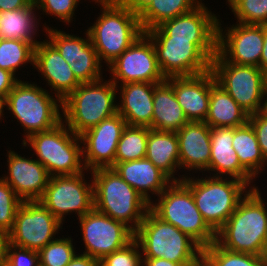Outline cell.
<instances>
[{"label":"cell","instance_id":"1","mask_svg":"<svg viewBox=\"0 0 267 266\" xmlns=\"http://www.w3.org/2000/svg\"><path fill=\"white\" fill-rule=\"evenodd\" d=\"M260 196L258 189L254 187L240 200L236 210L216 232V242L221 247L233 252L265 255L267 210Z\"/></svg>","mask_w":267,"mask_h":266},{"label":"cell","instance_id":"2","mask_svg":"<svg viewBox=\"0 0 267 266\" xmlns=\"http://www.w3.org/2000/svg\"><path fill=\"white\" fill-rule=\"evenodd\" d=\"M92 174L94 209L124 223L135 232L150 204L113 168H97ZM132 220L133 227L128 225Z\"/></svg>","mask_w":267,"mask_h":266},{"label":"cell","instance_id":"3","mask_svg":"<svg viewBox=\"0 0 267 266\" xmlns=\"http://www.w3.org/2000/svg\"><path fill=\"white\" fill-rule=\"evenodd\" d=\"M134 239L145 258H163L180 266H193L203 254V248L195 240L158 218L150 209L134 232Z\"/></svg>","mask_w":267,"mask_h":266},{"label":"cell","instance_id":"4","mask_svg":"<svg viewBox=\"0 0 267 266\" xmlns=\"http://www.w3.org/2000/svg\"><path fill=\"white\" fill-rule=\"evenodd\" d=\"M153 42L156 58L165 78L194 76L211 70L217 43H192L173 39L158 27L144 32Z\"/></svg>","mask_w":267,"mask_h":266},{"label":"cell","instance_id":"5","mask_svg":"<svg viewBox=\"0 0 267 266\" xmlns=\"http://www.w3.org/2000/svg\"><path fill=\"white\" fill-rule=\"evenodd\" d=\"M170 184L160 194L159 202L151 203L149 209L161 220L189 235L202 248L210 246L217 235L196 207L191 189L181 179H174Z\"/></svg>","mask_w":267,"mask_h":266},{"label":"cell","instance_id":"6","mask_svg":"<svg viewBox=\"0 0 267 266\" xmlns=\"http://www.w3.org/2000/svg\"><path fill=\"white\" fill-rule=\"evenodd\" d=\"M103 14L87 32L99 61L112 63L128 49L144 31L139 17L122 3L102 4Z\"/></svg>","mask_w":267,"mask_h":266},{"label":"cell","instance_id":"7","mask_svg":"<svg viewBox=\"0 0 267 266\" xmlns=\"http://www.w3.org/2000/svg\"><path fill=\"white\" fill-rule=\"evenodd\" d=\"M116 86L111 80L102 84L100 80L81 83L61 104L67 127L80 136L116 114Z\"/></svg>","mask_w":267,"mask_h":266},{"label":"cell","instance_id":"8","mask_svg":"<svg viewBox=\"0 0 267 266\" xmlns=\"http://www.w3.org/2000/svg\"><path fill=\"white\" fill-rule=\"evenodd\" d=\"M63 124L61 121L54 128L32 134L26 138L27 141L23 140L24 146L27 142L30 143L39 157L38 161L47 169L51 177L54 174L55 176L76 175L83 173L82 170L85 169L80 161L83 149L77 144L78 140L82 143L81 138L69 128L67 130Z\"/></svg>","mask_w":267,"mask_h":266},{"label":"cell","instance_id":"9","mask_svg":"<svg viewBox=\"0 0 267 266\" xmlns=\"http://www.w3.org/2000/svg\"><path fill=\"white\" fill-rule=\"evenodd\" d=\"M218 175L209 179L182 181L191 189L196 207L207 224L217 232L236 210L247 184L239 179L223 180Z\"/></svg>","mask_w":267,"mask_h":266},{"label":"cell","instance_id":"10","mask_svg":"<svg viewBox=\"0 0 267 266\" xmlns=\"http://www.w3.org/2000/svg\"><path fill=\"white\" fill-rule=\"evenodd\" d=\"M34 85L18 81L5 98V105L28 130L26 138L50 130L62 121L57 100Z\"/></svg>","mask_w":267,"mask_h":266},{"label":"cell","instance_id":"11","mask_svg":"<svg viewBox=\"0 0 267 266\" xmlns=\"http://www.w3.org/2000/svg\"><path fill=\"white\" fill-rule=\"evenodd\" d=\"M211 70L216 82L249 116L259 113L266 89L265 73L259 67L229 63L217 52Z\"/></svg>","mask_w":267,"mask_h":266},{"label":"cell","instance_id":"12","mask_svg":"<svg viewBox=\"0 0 267 266\" xmlns=\"http://www.w3.org/2000/svg\"><path fill=\"white\" fill-rule=\"evenodd\" d=\"M62 223L39 201H23L17 209L13 228L6 236L12 245L40 251L53 241Z\"/></svg>","mask_w":267,"mask_h":266},{"label":"cell","instance_id":"13","mask_svg":"<svg viewBox=\"0 0 267 266\" xmlns=\"http://www.w3.org/2000/svg\"><path fill=\"white\" fill-rule=\"evenodd\" d=\"M84 174L50 177L39 201L62 223L63 215L76 211L79 218L94 208L93 183L83 182Z\"/></svg>","mask_w":267,"mask_h":266},{"label":"cell","instance_id":"14","mask_svg":"<svg viewBox=\"0 0 267 266\" xmlns=\"http://www.w3.org/2000/svg\"><path fill=\"white\" fill-rule=\"evenodd\" d=\"M87 254L99 261L125 247L134 239V232L124 223L92 209L79 218Z\"/></svg>","mask_w":267,"mask_h":266},{"label":"cell","instance_id":"15","mask_svg":"<svg viewBox=\"0 0 267 266\" xmlns=\"http://www.w3.org/2000/svg\"><path fill=\"white\" fill-rule=\"evenodd\" d=\"M109 65L115 78L112 80L115 85L116 79H120L122 84L133 82L160 84L166 81L158 64L153 42L145 33Z\"/></svg>","mask_w":267,"mask_h":266},{"label":"cell","instance_id":"16","mask_svg":"<svg viewBox=\"0 0 267 266\" xmlns=\"http://www.w3.org/2000/svg\"><path fill=\"white\" fill-rule=\"evenodd\" d=\"M126 125L125 119L117 112L80 135L81 141L87 144L82 151V157L86 154L85 169L92 171L115 164L117 145Z\"/></svg>","mask_w":267,"mask_h":266},{"label":"cell","instance_id":"17","mask_svg":"<svg viewBox=\"0 0 267 266\" xmlns=\"http://www.w3.org/2000/svg\"><path fill=\"white\" fill-rule=\"evenodd\" d=\"M48 29L49 41L59 54L70 64L71 70L80 83L101 80L99 61L88 32L87 40L73 35H67L58 30Z\"/></svg>","mask_w":267,"mask_h":266},{"label":"cell","instance_id":"18","mask_svg":"<svg viewBox=\"0 0 267 266\" xmlns=\"http://www.w3.org/2000/svg\"><path fill=\"white\" fill-rule=\"evenodd\" d=\"M220 28L218 21L217 52L229 63L259 67L264 41L263 24L238 23L230 28L225 36Z\"/></svg>","mask_w":267,"mask_h":266},{"label":"cell","instance_id":"19","mask_svg":"<svg viewBox=\"0 0 267 266\" xmlns=\"http://www.w3.org/2000/svg\"><path fill=\"white\" fill-rule=\"evenodd\" d=\"M166 81L188 121L205 122L210 99V87L216 82L212 70L194 76L170 77Z\"/></svg>","mask_w":267,"mask_h":266},{"label":"cell","instance_id":"20","mask_svg":"<svg viewBox=\"0 0 267 266\" xmlns=\"http://www.w3.org/2000/svg\"><path fill=\"white\" fill-rule=\"evenodd\" d=\"M218 20L199 3L193 10L164 21L157 27L173 39L190 40L192 43H217Z\"/></svg>","mask_w":267,"mask_h":266},{"label":"cell","instance_id":"21","mask_svg":"<svg viewBox=\"0 0 267 266\" xmlns=\"http://www.w3.org/2000/svg\"><path fill=\"white\" fill-rule=\"evenodd\" d=\"M8 153L9 178L3 180L23 201L39 200L51 177L47 169L38 159H26L14 151Z\"/></svg>","mask_w":267,"mask_h":266},{"label":"cell","instance_id":"22","mask_svg":"<svg viewBox=\"0 0 267 266\" xmlns=\"http://www.w3.org/2000/svg\"><path fill=\"white\" fill-rule=\"evenodd\" d=\"M33 64L57 91L60 104L81 84L74 76L70 64L50 42H39L34 50Z\"/></svg>","mask_w":267,"mask_h":266},{"label":"cell","instance_id":"23","mask_svg":"<svg viewBox=\"0 0 267 266\" xmlns=\"http://www.w3.org/2000/svg\"><path fill=\"white\" fill-rule=\"evenodd\" d=\"M179 164L190 169L209 170L210 127L205 122L190 121L176 132Z\"/></svg>","mask_w":267,"mask_h":266},{"label":"cell","instance_id":"24","mask_svg":"<svg viewBox=\"0 0 267 266\" xmlns=\"http://www.w3.org/2000/svg\"><path fill=\"white\" fill-rule=\"evenodd\" d=\"M113 168L118 175L133 187L149 204L148 190L153 191L158 196L169 185L170 178L158 169L146 157L134 161L115 163ZM167 186V187H166Z\"/></svg>","mask_w":267,"mask_h":266},{"label":"cell","instance_id":"25","mask_svg":"<svg viewBox=\"0 0 267 266\" xmlns=\"http://www.w3.org/2000/svg\"><path fill=\"white\" fill-rule=\"evenodd\" d=\"M122 85V103L117 106V112L127 125L151 129L154 88L157 83L133 82Z\"/></svg>","mask_w":267,"mask_h":266},{"label":"cell","instance_id":"26","mask_svg":"<svg viewBox=\"0 0 267 266\" xmlns=\"http://www.w3.org/2000/svg\"><path fill=\"white\" fill-rule=\"evenodd\" d=\"M211 154L209 170L229 174L232 178L250 184L253 176L240 164L238 155L232 147L233 128H210Z\"/></svg>","mask_w":267,"mask_h":266},{"label":"cell","instance_id":"27","mask_svg":"<svg viewBox=\"0 0 267 266\" xmlns=\"http://www.w3.org/2000/svg\"><path fill=\"white\" fill-rule=\"evenodd\" d=\"M173 87L164 81L154 88L151 129L177 132L188 123Z\"/></svg>","mask_w":267,"mask_h":266},{"label":"cell","instance_id":"28","mask_svg":"<svg viewBox=\"0 0 267 266\" xmlns=\"http://www.w3.org/2000/svg\"><path fill=\"white\" fill-rule=\"evenodd\" d=\"M249 115L215 82L210 87L208 114L205 123L210 127L236 128L248 121Z\"/></svg>","mask_w":267,"mask_h":266},{"label":"cell","instance_id":"29","mask_svg":"<svg viewBox=\"0 0 267 266\" xmlns=\"http://www.w3.org/2000/svg\"><path fill=\"white\" fill-rule=\"evenodd\" d=\"M146 158L169 178L174 176L175 168L180 167L176 132L150 129Z\"/></svg>","mask_w":267,"mask_h":266},{"label":"cell","instance_id":"30","mask_svg":"<svg viewBox=\"0 0 267 266\" xmlns=\"http://www.w3.org/2000/svg\"><path fill=\"white\" fill-rule=\"evenodd\" d=\"M232 147L238 155L240 164L254 177L265 162L253 127L249 121L233 128Z\"/></svg>","mask_w":267,"mask_h":266},{"label":"cell","instance_id":"31","mask_svg":"<svg viewBox=\"0 0 267 266\" xmlns=\"http://www.w3.org/2000/svg\"><path fill=\"white\" fill-rule=\"evenodd\" d=\"M35 8L33 0L27 7L0 12V38L27 41L36 46L39 42L32 39Z\"/></svg>","mask_w":267,"mask_h":266},{"label":"cell","instance_id":"32","mask_svg":"<svg viewBox=\"0 0 267 266\" xmlns=\"http://www.w3.org/2000/svg\"><path fill=\"white\" fill-rule=\"evenodd\" d=\"M199 3L196 0H152L149 7L139 16L141 27L146 32L164 21L193 10Z\"/></svg>","mask_w":267,"mask_h":266},{"label":"cell","instance_id":"33","mask_svg":"<svg viewBox=\"0 0 267 266\" xmlns=\"http://www.w3.org/2000/svg\"><path fill=\"white\" fill-rule=\"evenodd\" d=\"M149 131V127L126 125L117 145L115 163L145 158Z\"/></svg>","mask_w":267,"mask_h":266},{"label":"cell","instance_id":"34","mask_svg":"<svg viewBox=\"0 0 267 266\" xmlns=\"http://www.w3.org/2000/svg\"><path fill=\"white\" fill-rule=\"evenodd\" d=\"M202 252L212 266H266L264 256L229 251L216 241L204 247Z\"/></svg>","mask_w":267,"mask_h":266},{"label":"cell","instance_id":"35","mask_svg":"<svg viewBox=\"0 0 267 266\" xmlns=\"http://www.w3.org/2000/svg\"><path fill=\"white\" fill-rule=\"evenodd\" d=\"M34 50L27 41L0 38V68L14 74L21 64L34 62Z\"/></svg>","mask_w":267,"mask_h":266},{"label":"cell","instance_id":"36","mask_svg":"<svg viewBox=\"0 0 267 266\" xmlns=\"http://www.w3.org/2000/svg\"><path fill=\"white\" fill-rule=\"evenodd\" d=\"M229 5L241 24H267V0H230Z\"/></svg>","mask_w":267,"mask_h":266},{"label":"cell","instance_id":"37","mask_svg":"<svg viewBox=\"0 0 267 266\" xmlns=\"http://www.w3.org/2000/svg\"><path fill=\"white\" fill-rule=\"evenodd\" d=\"M71 238L55 239L39 251L41 266H66L75 256Z\"/></svg>","mask_w":267,"mask_h":266},{"label":"cell","instance_id":"38","mask_svg":"<svg viewBox=\"0 0 267 266\" xmlns=\"http://www.w3.org/2000/svg\"><path fill=\"white\" fill-rule=\"evenodd\" d=\"M23 200L7 182L0 179V232L7 236L13 228L17 209Z\"/></svg>","mask_w":267,"mask_h":266},{"label":"cell","instance_id":"39","mask_svg":"<svg viewBox=\"0 0 267 266\" xmlns=\"http://www.w3.org/2000/svg\"><path fill=\"white\" fill-rule=\"evenodd\" d=\"M138 248L139 244L133 239L125 247L104 256L99 261V266H140L143 259Z\"/></svg>","mask_w":267,"mask_h":266},{"label":"cell","instance_id":"40","mask_svg":"<svg viewBox=\"0 0 267 266\" xmlns=\"http://www.w3.org/2000/svg\"><path fill=\"white\" fill-rule=\"evenodd\" d=\"M39 264L38 251L21 248L5 240L2 266H38Z\"/></svg>","mask_w":267,"mask_h":266},{"label":"cell","instance_id":"41","mask_svg":"<svg viewBox=\"0 0 267 266\" xmlns=\"http://www.w3.org/2000/svg\"><path fill=\"white\" fill-rule=\"evenodd\" d=\"M79 0H34L36 7L46 13L58 16L64 22H70Z\"/></svg>","mask_w":267,"mask_h":266},{"label":"cell","instance_id":"42","mask_svg":"<svg viewBox=\"0 0 267 266\" xmlns=\"http://www.w3.org/2000/svg\"><path fill=\"white\" fill-rule=\"evenodd\" d=\"M248 121L253 127L262 156L267 162V119L256 113L250 115Z\"/></svg>","mask_w":267,"mask_h":266},{"label":"cell","instance_id":"43","mask_svg":"<svg viewBox=\"0 0 267 266\" xmlns=\"http://www.w3.org/2000/svg\"><path fill=\"white\" fill-rule=\"evenodd\" d=\"M17 82L13 73L0 68V96L6 98Z\"/></svg>","mask_w":267,"mask_h":266},{"label":"cell","instance_id":"44","mask_svg":"<svg viewBox=\"0 0 267 266\" xmlns=\"http://www.w3.org/2000/svg\"><path fill=\"white\" fill-rule=\"evenodd\" d=\"M152 0H121V3L138 17L149 7Z\"/></svg>","mask_w":267,"mask_h":266},{"label":"cell","instance_id":"45","mask_svg":"<svg viewBox=\"0 0 267 266\" xmlns=\"http://www.w3.org/2000/svg\"><path fill=\"white\" fill-rule=\"evenodd\" d=\"M66 266H99V260L87 254L75 255Z\"/></svg>","mask_w":267,"mask_h":266},{"label":"cell","instance_id":"46","mask_svg":"<svg viewBox=\"0 0 267 266\" xmlns=\"http://www.w3.org/2000/svg\"><path fill=\"white\" fill-rule=\"evenodd\" d=\"M33 0H0V12L27 7Z\"/></svg>","mask_w":267,"mask_h":266},{"label":"cell","instance_id":"47","mask_svg":"<svg viewBox=\"0 0 267 266\" xmlns=\"http://www.w3.org/2000/svg\"><path fill=\"white\" fill-rule=\"evenodd\" d=\"M263 49L260 57L259 68L266 73L267 72V24H263Z\"/></svg>","mask_w":267,"mask_h":266},{"label":"cell","instance_id":"48","mask_svg":"<svg viewBox=\"0 0 267 266\" xmlns=\"http://www.w3.org/2000/svg\"><path fill=\"white\" fill-rule=\"evenodd\" d=\"M142 262L145 266H180L178 263L163 258H145Z\"/></svg>","mask_w":267,"mask_h":266},{"label":"cell","instance_id":"49","mask_svg":"<svg viewBox=\"0 0 267 266\" xmlns=\"http://www.w3.org/2000/svg\"><path fill=\"white\" fill-rule=\"evenodd\" d=\"M264 95L267 96V87L265 89ZM259 114L267 119V99L265 103H262V106H260Z\"/></svg>","mask_w":267,"mask_h":266},{"label":"cell","instance_id":"50","mask_svg":"<svg viewBox=\"0 0 267 266\" xmlns=\"http://www.w3.org/2000/svg\"><path fill=\"white\" fill-rule=\"evenodd\" d=\"M5 240H6V236H4L0 232V266H2V263H3V247H4Z\"/></svg>","mask_w":267,"mask_h":266},{"label":"cell","instance_id":"51","mask_svg":"<svg viewBox=\"0 0 267 266\" xmlns=\"http://www.w3.org/2000/svg\"><path fill=\"white\" fill-rule=\"evenodd\" d=\"M193 266H212L203 256Z\"/></svg>","mask_w":267,"mask_h":266},{"label":"cell","instance_id":"52","mask_svg":"<svg viewBox=\"0 0 267 266\" xmlns=\"http://www.w3.org/2000/svg\"><path fill=\"white\" fill-rule=\"evenodd\" d=\"M97 2H100V4H115V3H121V0H96Z\"/></svg>","mask_w":267,"mask_h":266},{"label":"cell","instance_id":"53","mask_svg":"<svg viewBox=\"0 0 267 266\" xmlns=\"http://www.w3.org/2000/svg\"><path fill=\"white\" fill-rule=\"evenodd\" d=\"M3 106H5V98L0 96V118L2 116V109H3Z\"/></svg>","mask_w":267,"mask_h":266},{"label":"cell","instance_id":"54","mask_svg":"<svg viewBox=\"0 0 267 266\" xmlns=\"http://www.w3.org/2000/svg\"><path fill=\"white\" fill-rule=\"evenodd\" d=\"M264 258H265L266 266H267V250H266V253H265V255H264Z\"/></svg>","mask_w":267,"mask_h":266},{"label":"cell","instance_id":"55","mask_svg":"<svg viewBox=\"0 0 267 266\" xmlns=\"http://www.w3.org/2000/svg\"><path fill=\"white\" fill-rule=\"evenodd\" d=\"M265 77H266V87H267V72L265 73Z\"/></svg>","mask_w":267,"mask_h":266}]
</instances>
